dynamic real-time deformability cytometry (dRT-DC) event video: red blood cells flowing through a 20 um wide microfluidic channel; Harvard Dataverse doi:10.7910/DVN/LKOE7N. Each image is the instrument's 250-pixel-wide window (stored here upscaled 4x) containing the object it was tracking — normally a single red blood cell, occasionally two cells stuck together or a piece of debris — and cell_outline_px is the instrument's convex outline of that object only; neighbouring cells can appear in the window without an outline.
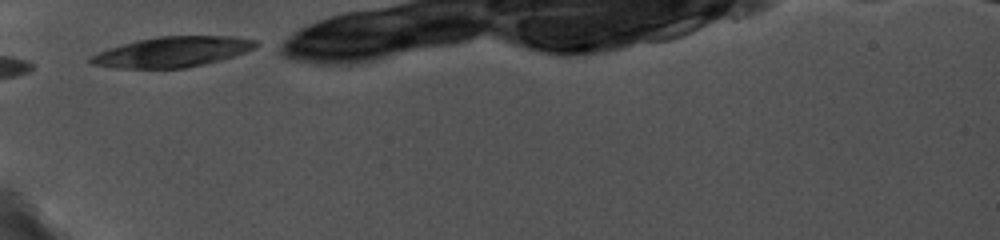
{"species": "common noctule bat (a hibernating species)", "species_latin": "Nyctalus noctula", "temperature_condition": "cold", "stored_images_in_passage": 2, "camera_frame_rate_fps": 5000, "um_per_image_px": 0.085, "animal": {"sex": "female", "body_mass_g": 19.0, "forearm_length_mm": 56.7}, "frame": {"image": 1, "passage_image": 1, "time_ms": 0.0, "image_size_px": [1000, 240], "cell_outline_px": [[260, 44], [236, 56], [204, 64], [184, 68], [112, 68], [88, 64], [88, 60], [92, 56], [108, 48], [136, 40], [156, 36], [236, 36], [260, 40]], "centroid_in_image_um": [14.66, 4.4], "position_along_channel_um": 70.3, "area_um2": 29.42}}